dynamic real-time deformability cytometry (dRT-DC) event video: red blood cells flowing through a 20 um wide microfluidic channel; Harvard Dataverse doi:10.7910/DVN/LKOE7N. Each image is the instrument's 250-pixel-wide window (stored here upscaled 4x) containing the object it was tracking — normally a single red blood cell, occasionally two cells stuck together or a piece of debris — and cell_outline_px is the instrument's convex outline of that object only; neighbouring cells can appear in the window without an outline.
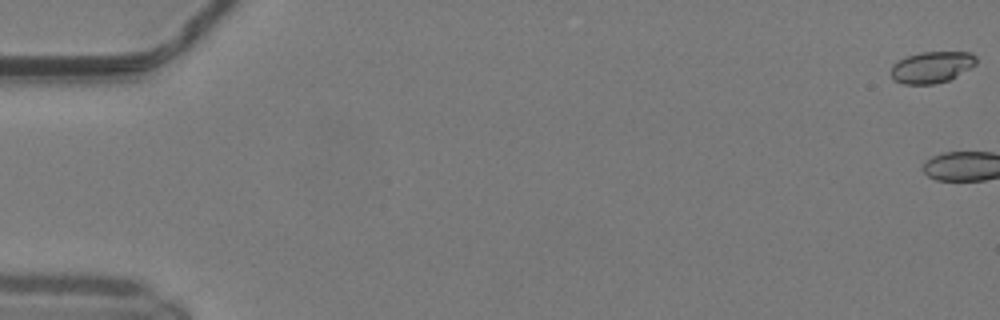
{"species": "common noctule bat (a hibernating species)", "species_latin": "Nyctalus noctula", "temperature_condition": "warm", "stored_images_in_passage": 3, "camera_frame_rate_fps": 3000, "um_per_image_px": 0.085, "animal": {"sex": "male", "body_mass_g": 19.2, "forearm_length_mm": 51.8}, "frame": {"image": 1, "passage_image": 1, "time_ms": 0.0, "image_size_px": [1000, 320], "cell_outline_px": [[976, 64], [948, 80], [932, 84], [904, 84], [896, 80], [892, 76], [892, 64], [908, 56], [920, 52], [968, 52], [976, 56]], "centroid_in_image_um": [79.2, 5.7], "position_along_channel_um": 5.8, "area_um2": 15.26}}